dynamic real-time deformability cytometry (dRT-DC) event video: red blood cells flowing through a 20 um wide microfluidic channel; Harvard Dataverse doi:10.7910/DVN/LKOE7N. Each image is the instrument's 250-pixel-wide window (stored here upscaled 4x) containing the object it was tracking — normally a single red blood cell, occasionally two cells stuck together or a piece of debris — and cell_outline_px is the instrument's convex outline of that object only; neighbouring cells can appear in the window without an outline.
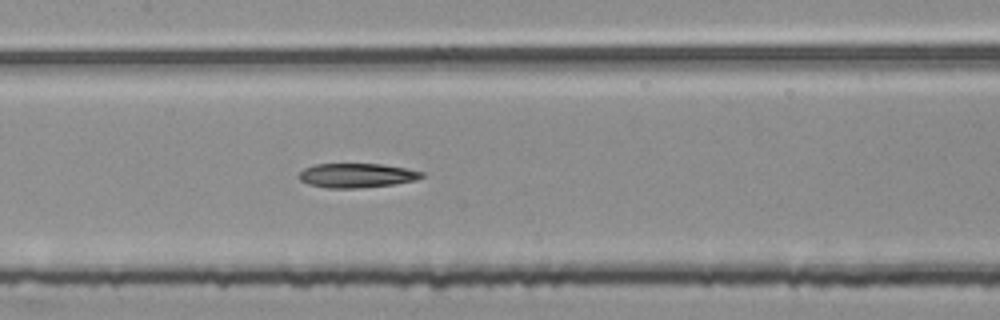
{"species": "common noctule bat (a hibernating species)", "species_latin": "Nyctalus noctula", "temperature_condition": "room temperature", "stored_images_in_passage": 53, "segment_of_instrument_passage": [2, 2], "camera_frame_rate_fps": 3000, "um_per_image_px": 0.085, "animal": {"sex": "female", "body_mass_g": 25.1}, "frame": {"image": 1, "passage_image": 25, "time_ms": 8.0, "image_size_px": [1000, 320], "cell_outline_px": [[424, 176], [416, 180], [396, 184], [360, 188], [328, 188], [308, 184], [300, 180], [296, 176], [304, 168], [312, 164], [384, 164], [424, 172]], "centroid_in_image_um": [30.3, 14.91], "position_along_channel_um": 177.1, "area_um2": 17.57}}
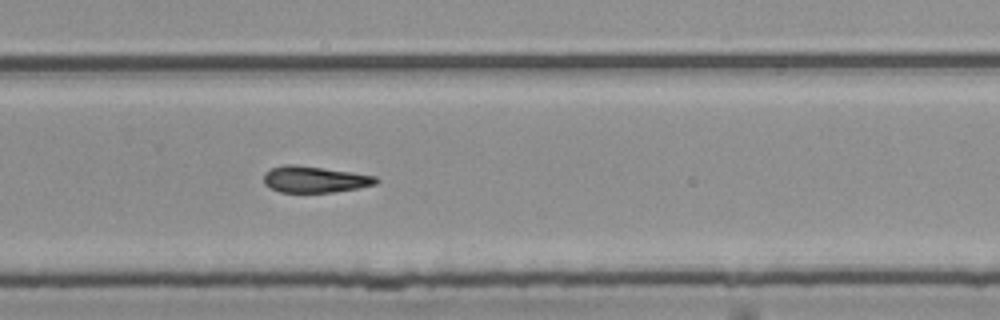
{"frame": {"image": 2, "passage_image": 35, "time_ms": 11.333, "image_size_px": [1000, 320], "cell_outline_px": [[380, 180], [376, 184], [356, 188], [332, 192], [280, 192], [264, 184], [264, 172], [268, 168], [284, 164], [296, 164], [352, 172], [376, 176]], "centroid_in_image_um": [26.71, 15.23], "position_along_channel_um": 303.1, "area_um2": 17.34}}
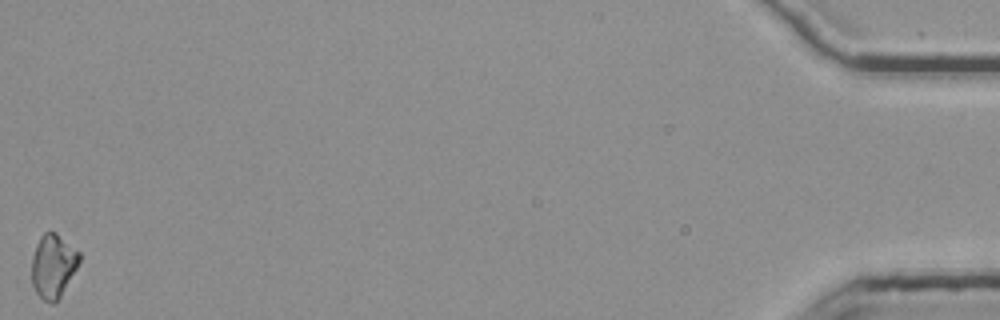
{"frame": {"image": 3, "passage_image": 53, "time_ms": 17.333, "image_size_px": [1000, 320], "cell_outline_px": [[80, 260], [76, 268], [60, 296], [52, 304], [44, 300], [36, 292], [32, 284], [32, 256], [36, 244], [40, 236], [44, 232], [56, 232], [80, 252]], "centroid_in_image_um": [4.5, 22.57], "position_along_channel_um": 430.7, "area_um2": 17.46}}